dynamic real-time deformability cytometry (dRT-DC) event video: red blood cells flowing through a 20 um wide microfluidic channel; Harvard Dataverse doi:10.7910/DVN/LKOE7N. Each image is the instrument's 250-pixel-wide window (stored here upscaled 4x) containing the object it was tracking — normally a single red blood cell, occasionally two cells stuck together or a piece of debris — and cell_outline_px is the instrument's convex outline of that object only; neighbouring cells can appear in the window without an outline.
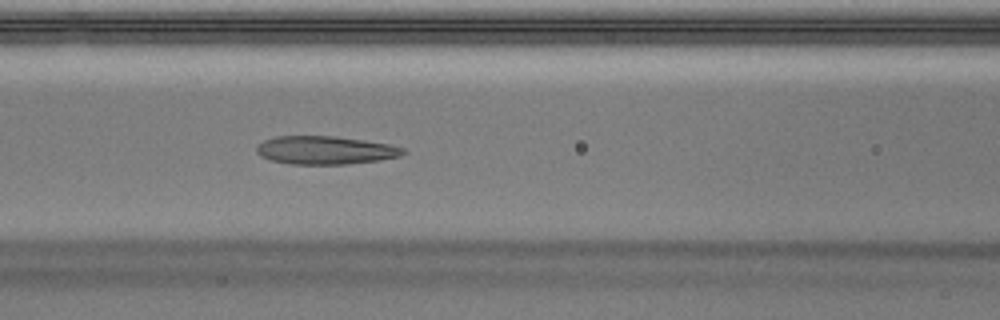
{"species": "Egyptian fruit bat (a non-hibernating species)", "species_latin": "Rousettus aegyptiacus", "temperature_condition": "warm", "stored_images_in_passage": 49, "camera_frame_rate_fps": 3000, "um_per_image_px": 0.085, "animal": {"sex": "male"}, "frame": {"image": 1, "passage_image": 21, "time_ms": 6.667, "image_size_px": [1000, 320], "cell_outline_px": [[408, 152], [400, 156], [380, 160], [348, 164], [292, 164], [272, 160], [260, 156], [256, 152], [256, 148], [264, 140], [276, 136], [336, 136], [364, 140], [388, 144], [404, 148]], "centroid_in_image_um": [27.67, 12.76], "position_along_channel_um": 138.9, "area_um2": 24.1}}
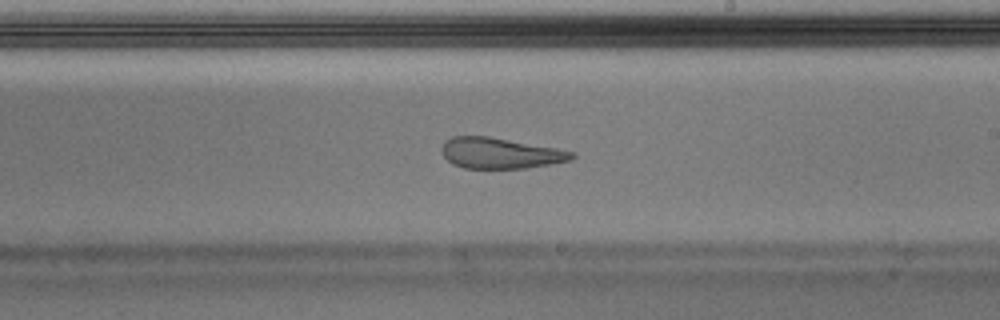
{"frame": {"image": 2, "passage_image": 29, "time_ms": 9.333, "image_size_px": [1000, 320], "cell_outline_px": [[576, 156], [572, 160], [552, 164], [528, 168], [464, 168], [452, 164], [444, 156], [440, 148], [444, 140], [452, 136], [488, 136], [556, 148], [576, 152]], "centroid_in_image_um": [42.52, 13.02], "position_along_channel_um": 246.5, "area_um2": 23.52}}
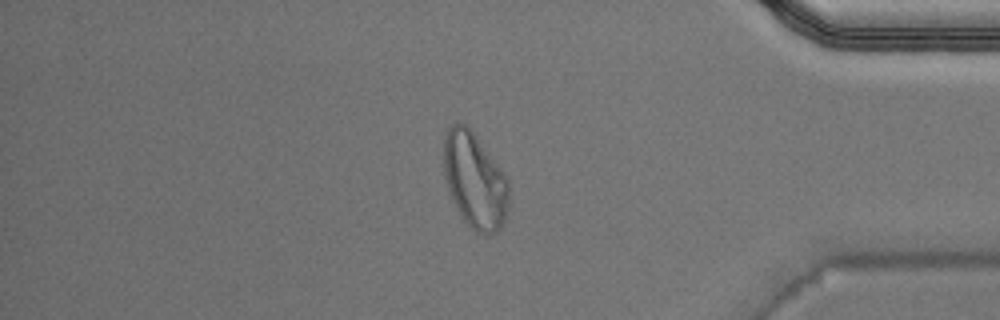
{"frame": {"image": 3, "passage_image": 42, "time_ms": 13.667, "image_size_px": [1000, 320], "cell_outline_px": [[508, 208], [504, 220], [500, 228], [496, 232], [476, 232], [464, 220], [448, 188], [444, 172], [444, 140], [448, 128], [452, 124], [464, 124], [476, 136], [508, 180]], "centroid_in_image_um": [40.35, 15.34], "position_along_channel_um": 394.8, "area_um2": 35.14}, "authors_computed_cell_mechanics": {"area_um2": 25.8366, "velocity_mm_per_s": 4.0391, "shape_relaxation_time_tau1_ms": null, "shape_relaxation_time_tau2_ms": 1.7868, "deformation_change_tau1": null, "deformation_change_tau2": 0.0981}}